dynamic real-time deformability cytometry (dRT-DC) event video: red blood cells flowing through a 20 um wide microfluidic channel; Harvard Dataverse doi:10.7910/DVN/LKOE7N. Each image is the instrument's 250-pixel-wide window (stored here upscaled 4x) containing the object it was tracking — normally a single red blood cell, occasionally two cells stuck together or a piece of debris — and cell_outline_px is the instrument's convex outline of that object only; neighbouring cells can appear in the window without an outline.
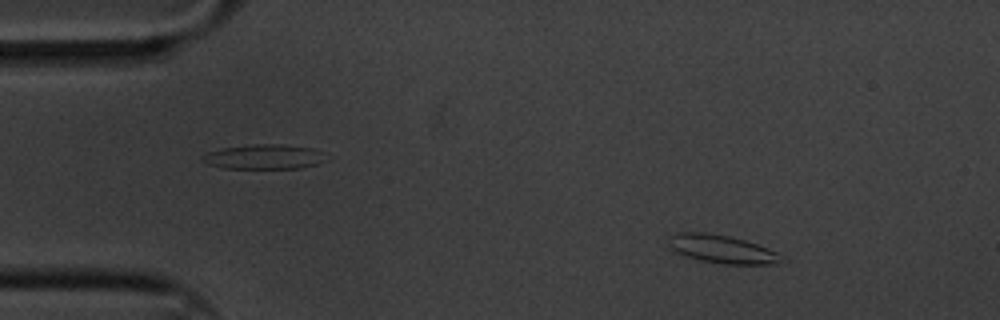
{"species": "common noctule bat (a hibernating species)", "species_latin": "Nyctalus noctula", "temperature_condition": "cold", "stored_images_in_passage": 6, "camera_frame_rate_fps": 3000, "um_per_image_px": 0.085, "animal": {"sex": "male", "body_mass_g": 20.1, "forearm_length_mm": 53.5}, "frame": {"image": 1, "passage_image": 2, "time_ms": 0.333, "image_size_px": [1000, 320], "cell_outline_px": [[788, 260], [776, 264], [724, 264], [700, 260], [676, 252], [668, 248], [672, 236], [680, 232], [704, 232], [728, 236], [744, 240], [768, 248], [776, 252]], "centroid_in_image_um": [61.42, 21.19], "position_along_channel_um": 23.6, "area_um2": 18.38}}
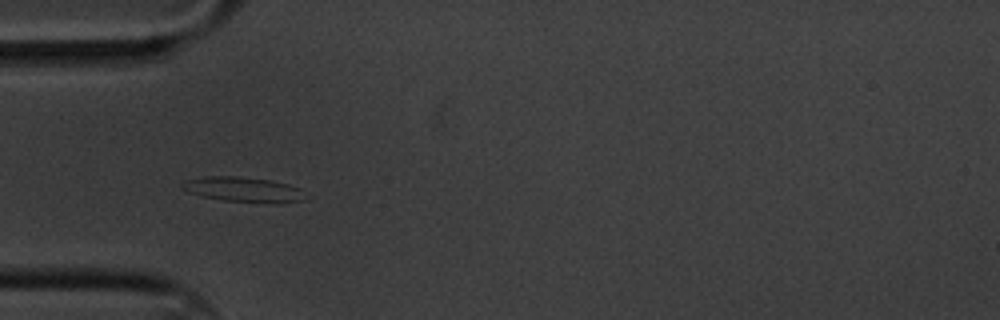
{"frame": {"image": 2, "passage_image": 5, "time_ms": 1.333, "image_size_px": [1000, 320], "cell_outline_px": [[304, 200], [224, 200], [200, 196], [188, 192], [180, 188], [180, 184], [188, 180], [204, 176], [236, 176], [268, 180], [288, 184], [300, 188]], "centroid_in_image_um": [20.5, 16.05], "position_along_channel_um": 64.5, "area_um2": 16.76}}
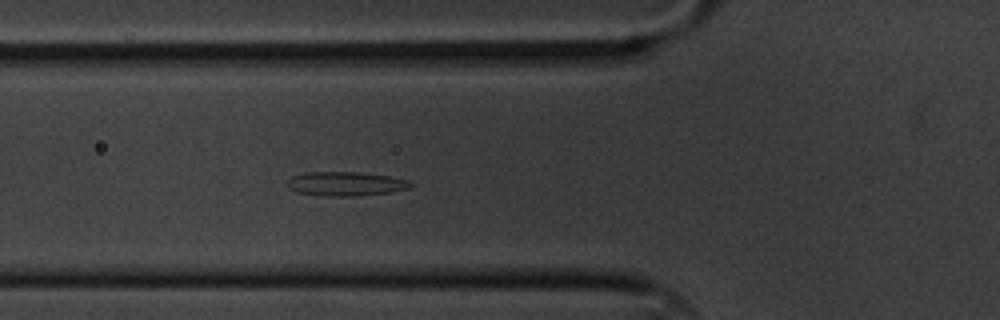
{"frame": {"image": 3, "passage_image": 6, "time_ms": 1.667, "image_size_px": [1000, 320], "cell_outline_px": [[412, 184], [408, 188], [388, 192], [356, 196], [328, 196], [296, 192], [288, 188], [288, 180], [292, 176], [304, 172], [360, 172], [388, 176], [408, 180]], "centroid_in_image_um": [29.33, 15.61], "position_along_channel_um": 96.5, "area_um2": 17.17}}